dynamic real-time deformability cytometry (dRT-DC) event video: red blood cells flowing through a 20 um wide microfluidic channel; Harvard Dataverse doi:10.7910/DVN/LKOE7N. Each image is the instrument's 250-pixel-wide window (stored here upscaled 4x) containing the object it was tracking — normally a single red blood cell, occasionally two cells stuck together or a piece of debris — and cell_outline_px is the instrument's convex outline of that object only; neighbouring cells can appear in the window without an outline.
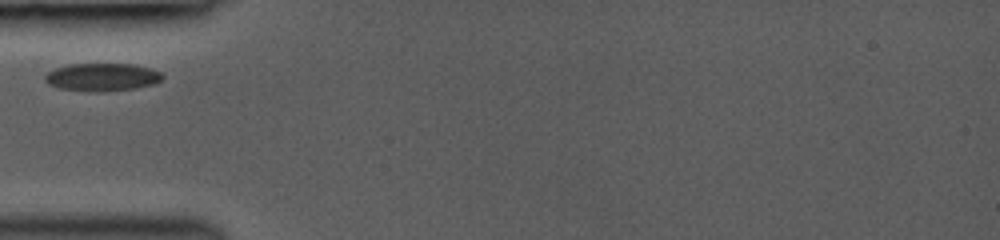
{"species": "common noctule bat (a hibernating species)", "species_latin": "Nyctalus noctula", "temperature_condition": "room temperature", "stored_images_in_passage": 26, "camera_frame_rate_fps": 3000, "um_per_image_px": 0.085, "animal": {"sex": "female", "body_mass_g": 19.0, "forearm_length_mm": 53.3}, "frame": {"image": 1, "passage_image": 1, "time_ms": 0.0, "image_size_px": [1000, 240], "cell_outline_px": [[164, 76], [156, 84], [132, 88], [100, 92], [96, 92], [60, 88], [48, 84], [44, 80], [44, 76], [48, 72], [56, 68], [68, 64], [132, 64], [148, 68], [160, 72]], "centroid_in_image_um": [8.66, 6.55], "position_along_channel_um": 76.3, "area_um2": 18.9}}
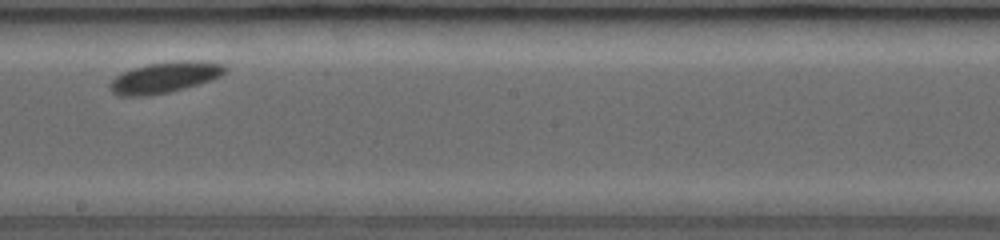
{"frame": {"image": 2, "passage_image": 13, "time_ms": 4.0, "image_size_px": [1000, 240], "cell_outline_px": [[228, 72], [212, 80], [200, 84], [168, 92], [148, 96], [120, 96], [112, 92], [108, 88], [108, 84], [120, 72], [132, 68], [148, 64], [180, 60], [200, 60], [224, 64], [228, 68]], "centroid_in_image_um": [14.02, 6.57], "position_along_channel_um": 234.2, "area_um2": 21.15}}
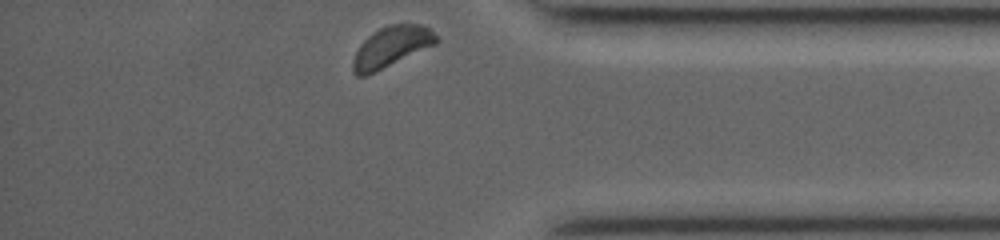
{"frame": {"image": 3, "passage_image": 26, "time_ms": 8.333, "image_size_px": [1000, 240], "cell_outline_px": [[440, 40], [436, 44], [368, 76], [356, 76], [352, 72], [352, 60], [360, 44], [368, 36], [380, 28], [388, 24], [420, 24], [428, 28]], "centroid_in_image_um": [33.23, 4.01], "position_along_channel_um": 402.0, "area_um2": 19.83}}